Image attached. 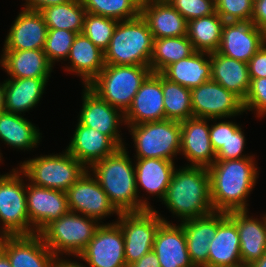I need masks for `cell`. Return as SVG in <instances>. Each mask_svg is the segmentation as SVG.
<instances>
[{"label":"cell","mask_w":266,"mask_h":267,"mask_svg":"<svg viewBox=\"0 0 266 267\" xmlns=\"http://www.w3.org/2000/svg\"><path fill=\"white\" fill-rule=\"evenodd\" d=\"M151 73L149 66L105 64L87 86L105 102L125 113Z\"/></svg>","instance_id":"cell-5"},{"label":"cell","mask_w":266,"mask_h":267,"mask_svg":"<svg viewBox=\"0 0 266 267\" xmlns=\"http://www.w3.org/2000/svg\"><path fill=\"white\" fill-rule=\"evenodd\" d=\"M225 21L214 13L188 21L187 37L195 51L217 52L222 39Z\"/></svg>","instance_id":"cell-34"},{"label":"cell","mask_w":266,"mask_h":267,"mask_svg":"<svg viewBox=\"0 0 266 267\" xmlns=\"http://www.w3.org/2000/svg\"><path fill=\"white\" fill-rule=\"evenodd\" d=\"M4 82L0 83V111L3 109Z\"/></svg>","instance_id":"cell-53"},{"label":"cell","mask_w":266,"mask_h":267,"mask_svg":"<svg viewBox=\"0 0 266 267\" xmlns=\"http://www.w3.org/2000/svg\"><path fill=\"white\" fill-rule=\"evenodd\" d=\"M265 42L266 33L251 21L225 22L218 52L248 63Z\"/></svg>","instance_id":"cell-17"},{"label":"cell","mask_w":266,"mask_h":267,"mask_svg":"<svg viewBox=\"0 0 266 267\" xmlns=\"http://www.w3.org/2000/svg\"><path fill=\"white\" fill-rule=\"evenodd\" d=\"M27 212L30 225L40 233L48 224L68 213L66 192L27 183Z\"/></svg>","instance_id":"cell-16"},{"label":"cell","mask_w":266,"mask_h":267,"mask_svg":"<svg viewBox=\"0 0 266 267\" xmlns=\"http://www.w3.org/2000/svg\"><path fill=\"white\" fill-rule=\"evenodd\" d=\"M161 74L188 89L196 88L211 80L210 53L195 51L189 57L167 66Z\"/></svg>","instance_id":"cell-32"},{"label":"cell","mask_w":266,"mask_h":267,"mask_svg":"<svg viewBox=\"0 0 266 267\" xmlns=\"http://www.w3.org/2000/svg\"><path fill=\"white\" fill-rule=\"evenodd\" d=\"M134 142V158H158L174 161L181 149L179 121L162 120L127 125Z\"/></svg>","instance_id":"cell-8"},{"label":"cell","mask_w":266,"mask_h":267,"mask_svg":"<svg viewBox=\"0 0 266 267\" xmlns=\"http://www.w3.org/2000/svg\"><path fill=\"white\" fill-rule=\"evenodd\" d=\"M162 74L151 73L142 83L124 113L125 125L165 120Z\"/></svg>","instance_id":"cell-18"},{"label":"cell","mask_w":266,"mask_h":267,"mask_svg":"<svg viewBox=\"0 0 266 267\" xmlns=\"http://www.w3.org/2000/svg\"><path fill=\"white\" fill-rule=\"evenodd\" d=\"M62 153L24 160L19 169L34 185L66 192L87 168L67 150Z\"/></svg>","instance_id":"cell-7"},{"label":"cell","mask_w":266,"mask_h":267,"mask_svg":"<svg viewBox=\"0 0 266 267\" xmlns=\"http://www.w3.org/2000/svg\"><path fill=\"white\" fill-rule=\"evenodd\" d=\"M150 1H155V2H169L171 0H150Z\"/></svg>","instance_id":"cell-54"},{"label":"cell","mask_w":266,"mask_h":267,"mask_svg":"<svg viewBox=\"0 0 266 267\" xmlns=\"http://www.w3.org/2000/svg\"><path fill=\"white\" fill-rule=\"evenodd\" d=\"M136 189L139 195V186L152 196L162 201L166 195L174 173L175 162L158 158H134Z\"/></svg>","instance_id":"cell-29"},{"label":"cell","mask_w":266,"mask_h":267,"mask_svg":"<svg viewBox=\"0 0 266 267\" xmlns=\"http://www.w3.org/2000/svg\"><path fill=\"white\" fill-rule=\"evenodd\" d=\"M140 14L154 39L187 35L188 21L169 2L142 0Z\"/></svg>","instance_id":"cell-26"},{"label":"cell","mask_w":266,"mask_h":267,"mask_svg":"<svg viewBox=\"0 0 266 267\" xmlns=\"http://www.w3.org/2000/svg\"><path fill=\"white\" fill-rule=\"evenodd\" d=\"M100 225L94 218L69 211L48 224L39 234L58 259L63 254L77 258Z\"/></svg>","instance_id":"cell-6"},{"label":"cell","mask_w":266,"mask_h":267,"mask_svg":"<svg viewBox=\"0 0 266 267\" xmlns=\"http://www.w3.org/2000/svg\"><path fill=\"white\" fill-rule=\"evenodd\" d=\"M249 267H266V253Z\"/></svg>","instance_id":"cell-52"},{"label":"cell","mask_w":266,"mask_h":267,"mask_svg":"<svg viewBox=\"0 0 266 267\" xmlns=\"http://www.w3.org/2000/svg\"><path fill=\"white\" fill-rule=\"evenodd\" d=\"M0 267H12L8 257L0 250Z\"/></svg>","instance_id":"cell-51"},{"label":"cell","mask_w":266,"mask_h":267,"mask_svg":"<svg viewBox=\"0 0 266 267\" xmlns=\"http://www.w3.org/2000/svg\"><path fill=\"white\" fill-rule=\"evenodd\" d=\"M244 111H254L256 117L266 116V77L250 79V86L243 101Z\"/></svg>","instance_id":"cell-43"},{"label":"cell","mask_w":266,"mask_h":267,"mask_svg":"<svg viewBox=\"0 0 266 267\" xmlns=\"http://www.w3.org/2000/svg\"><path fill=\"white\" fill-rule=\"evenodd\" d=\"M3 237H4V235L2 234V232H0V244H1Z\"/></svg>","instance_id":"cell-55"},{"label":"cell","mask_w":266,"mask_h":267,"mask_svg":"<svg viewBox=\"0 0 266 267\" xmlns=\"http://www.w3.org/2000/svg\"><path fill=\"white\" fill-rule=\"evenodd\" d=\"M128 267H161L158 257L153 250L142 256L137 262Z\"/></svg>","instance_id":"cell-49"},{"label":"cell","mask_w":266,"mask_h":267,"mask_svg":"<svg viewBox=\"0 0 266 267\" xmlns=\"http://www.w3.org/2000/svg\"><path fill=\"white\" fill-rule=\"evenodd\" d=\"M194 52L187 35L154 39L149 67L152 73H161L167 66L189 57Z\"/></svg>","instance_id":"cell-35"},{"label":"cell","mask_w":266,"mask_h":267,"mask_svg":"<svg viewBox=\"0 0 266 267\" xmlns=\"http://www.w3.org/2000/svg\"><path fill=\"white\" fill-rule=\"evenodd\" d=\"M68 59L71 65L64 66L67 67L65 70L80 76L84 86H87L105 66L104 52L83 33L76 35Z\"/></svg>","instance_id":"cell-30"},{"label":"cell","mask_w":266,"mask_h":267,"mask_svg":"<svg viewBox=\"0 0 266 267\" xmlns=\"http://www.w3.org/2000/svg\"><path fill=\"white\" fill-rule=\"evenodd\" d=\"M211 79L244 101L250 86L248 63L217 52L210 53Z\"/></svg>","instance_id":"cell-31"},{"label":"cell","mask_w":266,"mask_h":267,"mask_svg":"<svg viewBox=\"0 0 266 267\" xmlns=\"http://www.w3.org/2000/svg\"><path fill=\"white\" fill-rule=\"evenodd\" d=\"M190 94L193 117L225 119L245 112L243 101L212 79L190 89Z\"/></svg>","instance_id":"cell-11"},{"label":"cell","mask_w":266,"mask_h":267,"mask_svg":"<svg viewBox=\"0 0 266 267\" xmlns=\"http://www.w3.org/2000/svg\"><path fill=\"white\" fill-rule=\"evenodd\" d=\"M1 156H2V153H0V163L3 161Z\"/></svg>","instance_id":"cell-56"},{"label":"cell","mask_w":266,"mask_h":267,"mask_svg":"<svg viewBox=\"0 0 266 267\" xmlns=\"http://www.w3.org/2000/svg\"><path fill=\"white\" fill-rule=\"evenodd\" d=\"M251 22L266 33V0H258L254 3Z\"/></svg>","instance_id":"cell-47"},{"label":"cell","mask_w":266,"mask_h":267,"mask_svg":"<svg viewBox=\"0 0 266 267\" xmlns=\"http://www.w3.org/2000/svg\"><path fill=\"white\" fill-rule=\"evenodd\" d=\"M184 229L187 249L195 267H208L209 244L217 233L219 211L180 222Z\"/></svg>","instance_id":"cell-25"},{"label":"cell","mask_w":266,"mask_h":267,"mask_svg":"<svg viewBox=\"0 0 266 267\" xmlns=\"http://www.w3.org/2000/svg\"><path fill=\"white\" fill-rule=\"evenodd\" d=\"M78 259L83 267H127L124 253V235L116 222L101 224Z\"/></svg>","instance_id":"cell-12"},{"label":"cell","mask_w":266,"mask_h":267,"mask_svg":"<svg viewBox=\"0 0 266 267\" xmlns=\"http://www.w3.org/2000/svg\"><path fill=\"white\" fill-rule=\"evenodd\" d=\"M0 64L10 78H49L53 66L43 50H2Z\"/></svg>","instance_id":"cell-28"},{"label":"cell","mask_w":266,"mask_h":267,"mask_svg":"<svg viewBox=\"0 0 266 267\" xmlns=\"http://www.w3.org/2000/svg\"><path fill=\"white\" fill-rule=\"evenodd\" d=\"M163 222L155 234L153 251L161 267H195L190 259L184 229L181 224Z\"/></svg>","instance_id":"cell-21"},{"label":"cell","mask_w":266,"mask_h":267,"mask_svg":"<svg viewBox=\"0 0 266 267\" xmlns=\"http://www.w3.org/2000/svg\"><path fill=\"white\" fill-rule=\"evenodd\" d=\"M216 12L225 22L251 21L253 5L251 0H214Z\"/></svg>","instance_id":"cell-41"},{"label":"cell","mask_w":266,"mask_h":267,"mask_svg":"<svg viewBox=\"0 0 266 267\" xmlns=\"http://www.w3.org/2000/svg\"><path fill=\"white\" fill-rule=\"evenodd\" d=\"M47 32L41 12L22 9L11 25L2 50H43Z\"/></svg>","instance_id":"cell-20"},{"label":"cell","mask_w":266,"mask_h":267,"mask_svg":"<svg viewBox=\"0 0 266 267\" xmlns=\"http://www.w3.org/2000/svg\"><path fill=\"white\" fill-rule=\"evenodd\" d=\"M81 2L88 13L122 21L140 15L142 0H81Z\"/></svg>","instance_id":"cell-38"},{"label":"cell","mask_w":266,"mask_h":267,"mask_svg":"<svg viewBox=\"0 0 266 267\" xmlns=\"http://www.w3.org/2000/svg\"><path fill=\"white\" fill-rule=\"evenodd\" d=\"M118 20L86 12L82 33L100 50L105 52L109 47Z\"/></svg>","instance_id":"cell-39"},{"label":"cell","mask_w":266,"mask_h":267,"mask_svg":"<svg viewBox=\"0 0 266 267\" xmlns=\"http://www.w3.org/2000/svg\"><path fill=\"white\" fill-rule=\"evenodd\" d=\"M254 159L255 157L215 160L208 167L210 198L214 211L229 213L249 210L247 198L259 175Z\"/></svg>","instance_id":"cell-1"},{"label":"cell","mask_w":266,"mask_h":267,"mask_svg":"<svg viewBox=\"0 0 266 267\" xmlns=\"http://www.w3.org/2000/svg\"><path fill=\"white\" fill-rule=\"evenodd\" d=\"M115 221L124 235V253L127 267L153 249L155 234L163 222L156 209L120 213Z\"/></svg>","instance_id":"cell-10"},{"label":"cell","mask_w":266,"mask_h":267,"mask_svg":"<svg viewBox=\"0 0 266 267\" xmlns=\"http://www.w3.org/2000/svg\"><path fill=\"white\" fill-rule=\"evenodd\" d=\"M208 267H243L237 226L228 213L219 212L217 233L209 244Z\"/></svg>","instance_id":"cell-24"},{"label":"cell","mask_w":266,"mask_h":267,"mask_svg":"<svg viewBox=\"0 0 266 267\" xmlns=\"http://www.w3.org/2000/svg\"><path fill=\"white\" fill-rule=\"evenodd\" d=\"M0 250L8 257L12 267H53L58 260L39 233L6 235Z\"/></svg>","instance_id":"cell-15"},{"label":"cell","mask_w":266,"mask_h":267,"mask_svg":"<svg viewBox=\"0 0 266 267\" xmlns=\"http://www.w3.org/2000/svg\"><path fill=\"white\" fill-rule=\"evenodd\" d=\"M162 90L165 119L181 122L193 117L190 89L162 75Z\"/></svg>","instance_id":"cell-37"},{"label":"cell","mask_w":266,"mask_h":267,"mask_svg":"<svg viewBox=\"0 0 266 267\" xmlns=\"http://www.w3.org/2000/svg\"><path fill=\"white\" fill-rule=\"evenodd\" d=\"M70 212L94 218L99 222L107 216L120 212L111 203L97 179L87 169L66 191Z\"/></svg>","instance_id":"cell-13"},{"label":"cell","mask_w":266,"mask_h":267,"mask_svg":"<svg viewBox=\"0 0 266 267\" xmlns=\"http://www.w3.org/2000/svg\"><path fill=\"white\" fill-rule=\"evenodd\" d=\"M23 9L32 10V11H39L41 12L43 9L64 4L67 2H71L72 0H25Z\"/></svg>","instance_id":"cell-48"},{"label":"cell","mask_w":266,"mask_h":267,"mask_svg":"<svg viewBox=\"0 0 266 267\" xmlns=\"http://www.w3.org/2000/svg\"><path fill=\"white\" fill-rule=\"evenodd\" d=\"M39 129L22 115L0 111V140L12 148L31 150L40 144Z\"/></svg>","instance_id":"cell-33"},{"label":"cell","mask_w":266,"mask_h":267,"mask_svg":"<svg viewBox=\"0 0 266 267\" xmlns=\"http://www.w3.org/2000/svg\"><path fill=\"white\" fill-rule=\"evenodd\" d=\"M249 78L266 77V42L248 62Z\"/></svg>","instance_id":"cell-46"},{"label":"cell","mask_w":266,"mask_h":267,"mask_svg":"<svg viewBox=\"0 0 266 267\" xmlns=\"http://www.w3.org/2000/svg\"><path fill=\"white\" fill-rule=\"evenodd\" d=\"M24 177L18 167L0 175V232L4 236L35 234L28 218Z\"/></svg>","instance_id":"cell-9"},{"label":"cell","mask_w":266,"mask_h":267,"mask_svg":"<svg viewBox=\"0 0 266 267\" xmlns=\"http://www.w3.org/2000/svg\"><path fill=\"white\" fill-rule=\"evenodd\" d=\"M154 37L141 16L119 21L104 52L108 65L149 66L153 53Z\"/></svg>","instance_id":"cell-4"},{"label":"cell","mask_w":266,"mask_h":267,"mask_svg":"<svg viewBox=\"0 0 266 267\" xmlns=\"http://www.w3.org/2000/svg\"><path fill=\"white\" fill-rule=\"evenodd\" d=\"M66 150L87 169L113 154L119 147L105 134L79 121Z\"/></svg>","instance_id":"cell-23"},{"label":"cell","mask_w":266,"mask_h":267,"mask_svg":"<svg viewBox=\"0 0 266 267\" xmlns=\"http://www.w3.org/2000/svg\"><path fill=\"white\" fill-rule=\"evenodd\" d=\"M245 141L246 138L241 126L235 122L228 121V140L216 153V160H236L254 157L255 155L249 156L242 153L246 145Z\"/></svg>","instance_id":"cell-42"},{"label":"cell","mask_w":266,"mask_h":267,"mask_svg":"<svg viewBox=\"0 0 266 267\" xmlns=\"http://www.w3.org/2000/svg\"><path fill=\"white\" fill-rule=\"evenodd\" d=\"M162 203L180 222L212 213L208 168L176 167Z\"/></svg>","instance_id":"cell-3"},{"label":"cell","mask_w":266,"mask_h":267,"mask_svg":"<svg viewBox=\"0 0 266 267\" xmlns=\"http://www.w3.org/2000/svg\"><path fill=\"white\" fill-rule=\"evenodd\" d=\"M77 33L65 29H48L44 53L49 63L66 61Z\"/></svg>","instance_id":"cell-40"},{"label":"cell","mask_w":266,"mask_h":267,"mask_svg":"<svg viewBox=\"0 0 266 267\" xmlns=\"http://www.w3.org/2000/svg\"><path fill=\"white\" fill-rule=\"evenodd\" d=\"M248 213V210L228 213L237 226L243 267H249L266 253V214L261 220Z\"/></svg>","instance_id":"cell-22"},{"label":"cell","mask_w":266,"mask_h":267,"mask_svg":"<svg viewBox=\"0 0 266 267\" xmlns=\"http://www.w3.org/2000/svg\"><path fill=\"white\" fill-rule=\"evenodd\" d=\"M215 120V121H214ZM214 125H210V142L215 153H217L228 140V121H221L220 118H213L211 121L216 122Z\"/></svg>","instance_id":"cell-45"},{"label":"cell","mask_w":266,"mask_h":267,"mask_svg":"<svg viewBox=\"0 0 266 267\" xmlns=\"http://www.w3.org/2000/svg\"><path fill=\"white\" fill-rule=\"evenodd\" d=\"M169 3L187 21L216 13L214 0H171Z\"/></svg>","instance_id":"cell-44"},{"label":"cell","mask_w":266,"mask_h":267,"mask_svg":"<svg viewBox=\"0 0 266 267\" xmlns=\"http://www.w3.org/2000/svg\"><path fill=\"white\" fill-rule=\"evenodd\" d=\"M126 147L93 164L88 170L97 179L111 203L120 213L154 209L147 198L138 197L135 166Z\"/></svg>","instance_id":"cell-2"},{"label":"cell","mask_w":266,"mask_h":267,"mask_svg":"<svg viewBox=\"0 0 266 267\" xmlns=\"http://www.w3.org/2000/svg\"><path fill=\"white\" fill-rule=\"evenodd\" d=\"M49 78H8L4 80L3 110L21 115L36 107Z\"/></svg>","instance_id":"cell-27"},{"label":"cell","mask_w":266,"mask_h":267,"mask_svg":"<svg viewBox=\"0 0 266 267\" xmlns=\"http://www.w3.org/2000/svg\"><path fill=\"white\" fill-rule=\"evenodd\" d=\"M82 92L83 103L78 121L107 135L119 148L126 146L119 130L120 124L124 123L125 126L124 113L105 102L88 86H84Z\"/></svg>","instance_id":"cell-14"},{"label":"cell","mask_w":266,"mask_h":267,"mask_svg":"<svg viewBox=\"0 0 266 267\" xmlns=\"http://www.w3.org/2000/svg\"><path fill=\"white\" fill-rule=\"evenodd\" d=\"M53 267H83V263H78L77 261L74 262L72 260L70 261V259L65 260L61 257L57 260Z\"/></svg>","instance_id":"cell-50"},{"label":"cell","mask_w":266,"mask_h":267,"mask_svg":"<svg viewBox=\"0 0 266 267\" xmlns=\"http://www.w3.org/2000/svg\"><path fill=\"white\" fill-rule=\"evenodd\" d=\"M208 118L191 117L181 121L180 155L190 162L186 166L210 167L216 160L210 142Z\"/></svg>","instance_id":"cell-19"},{"label":"cell","mask_w":266,"mask_h":267,"mask_svg":"<svg viewBox=\"0 0 266 267\" xmlns=\"http://www.w3.org/2000/svg\"><path fill=\"white\" fill-rule=\"evenodd\" d=\"M48 29H65L82 33L86 10L81 0H72L60 5L50 6L41 11Z\"/></svg>","instance_id":"cell-36"}]
</instances>
